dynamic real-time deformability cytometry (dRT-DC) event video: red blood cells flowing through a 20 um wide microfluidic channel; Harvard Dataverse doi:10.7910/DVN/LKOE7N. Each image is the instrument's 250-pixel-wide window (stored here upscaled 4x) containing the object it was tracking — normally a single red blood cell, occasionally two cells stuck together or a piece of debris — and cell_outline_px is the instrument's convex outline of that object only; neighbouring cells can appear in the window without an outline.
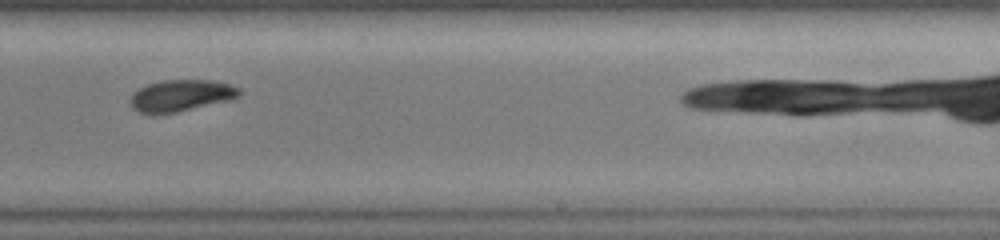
{"species": "common noctule bat (a hibernating species)", "species_latin": "Nyctalus noctula", "temperature_condition": "warm", "stored_images_in_passage": 20, "camera_frame_rate_fps": 3000, "um_per_image_px": 0.085, "animal": {"sex": "female", "body_mass_g": 19.0, "forearm_length_mm": 51.5}, "frame": {"image": 1, "passage_image": 12, "time_ms": 3.667, "image_size_px": [1000, 240], "cell_outline_px": [[244, 92], [240, 96], [232, 100], [176, 112], [140, 112], [132, 108], [128, 100], [132, 92], [148, 84], [160, 80], [212, 80], [232, 84], [240, 88]], "centroid_in_image_um": [15.45, 8.09], "position_along_channel_um": 273.6, "area_um2": 20.23}}
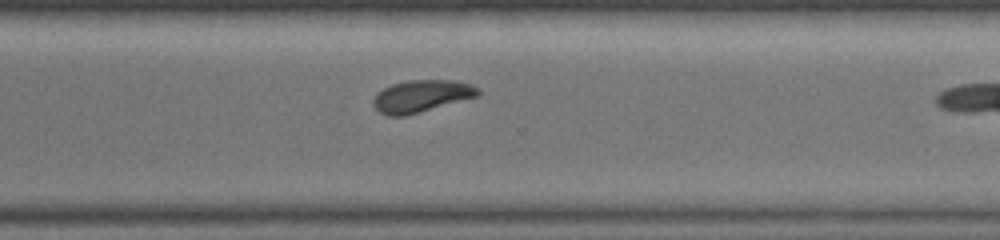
{"frame": {"image": 2, "passage_image": 15, "time_ms": 4.667, "image_size_px": [1000, 240], "cell_outline_px": [[480, 96], [404, 116], [388, 116], [380, 112], [372, 104], [372, 100], [376, 92], [392, 84], [408, 80], [456, 80], [472, 84], [480, 88]], "centroid_in_image_um": [35.85, 8.16], "position_along_channel_um": 334.8, "area_um2": 19.83}}
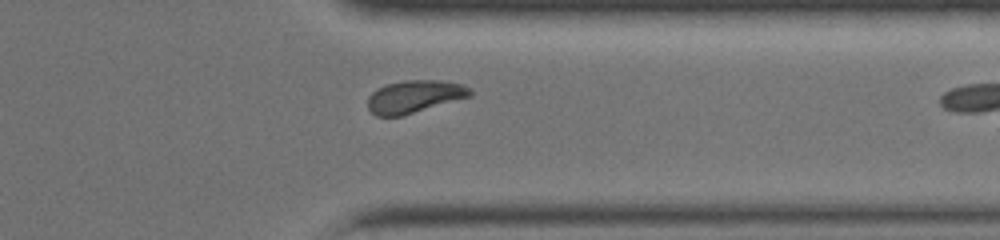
{"frame": {"image": 3, "passage_image": 17, "time_ms": 5.333, "image_size_px": [1000, 240], "cell_outline_px": [[472, 96], [400, 116], [376, 116], [368, 108], [368, 96], [376, 88], [388, 84], [404, 80], [440, 80], [464, 84], [472, 88]], "centroid_in_image_um": [35.25, 8.19], "position_along_channel_um": 376.2, "area_um2": 19.48}}